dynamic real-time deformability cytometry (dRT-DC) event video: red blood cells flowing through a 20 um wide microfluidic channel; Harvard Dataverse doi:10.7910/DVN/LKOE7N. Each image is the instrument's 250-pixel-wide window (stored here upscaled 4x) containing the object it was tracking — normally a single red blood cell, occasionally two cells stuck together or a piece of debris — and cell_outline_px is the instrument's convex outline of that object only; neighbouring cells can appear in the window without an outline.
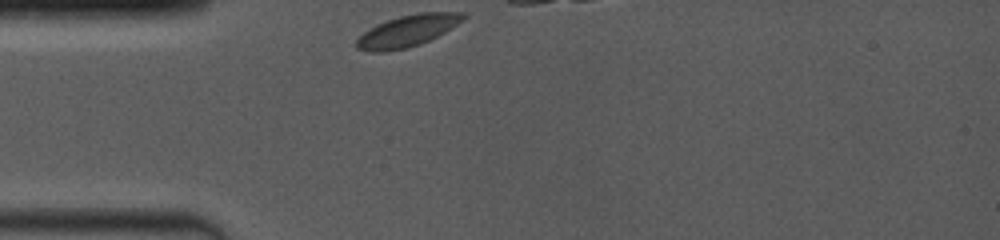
{"species": "common noctule bat (a hibernating species)", "species_latin": "Nyctalus noctula", "temperature_condition": "room temperature", "stored_images_in_passage": 15, "camera_frame_rate_fps": 4000, "um_per_image_px": 0.085, "animal": {"sex": "female", "body_mass_g": 19.0, "forearm_length_mm": 53.3}, "frame": {"image": 1, "passage_image": 1, "time_ms": 0.0, "image_size_px": [1000, 240], "cell_outline_px": [[468, 16], [464, 20], [444, 32], [420, 44], [408, 48], [384, 52], [372, 52], [356, 48], [356, 40], [364, 32], [376, 24], [400, 16], [420, 12], [464, 12]], "centroid_in_image_um": [34.65, 2.62], "position_along_channel_um": 50.4, "area_um2": 19.59}}
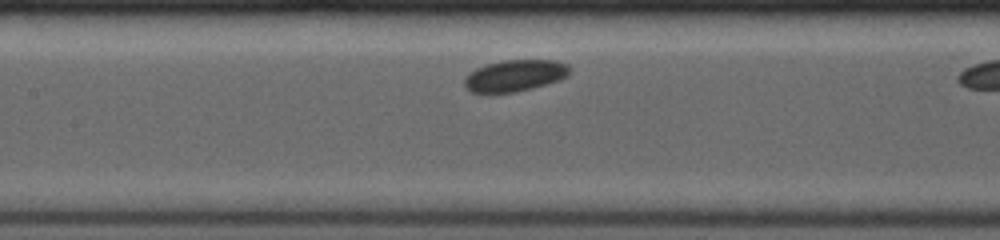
{"frame": {"image": 2, "passage_image": 7, "time_ms": 3.25, "image_size_px": [1000, 240], "cell_outline_px": [[572, 68], [568, 76], [560, 80], [532, 88], [516, 92], [488, 96], [472, 92], [464, 88], [464, 76], [468, 72], [476, 68], [488, 64], [504, 60], [556, 60], [568, 64]], "centroid_in_image_um": [43.72, 6.47], "position_along_channel_um": 163.7, "area_um2": 20.17}}
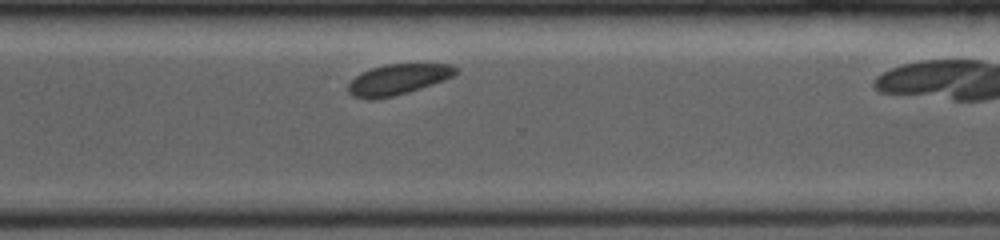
{"frame": {"image": 3, "passage_image": 15, "time_ms": 7.75, "image_size_px": [1000, 240], "cell_outline_px": [[460, 72], [456, 76], [408, 92], [392, 96], [372, 100], [368, 100], [352, 96], [348, 92], [348, 84], [360, 72], [384, 64], [452, 64]], "centroid_in_image_um": [33.83, 6.75], "position_along_channel_um": 336.8, "area_um2": 19.31}}